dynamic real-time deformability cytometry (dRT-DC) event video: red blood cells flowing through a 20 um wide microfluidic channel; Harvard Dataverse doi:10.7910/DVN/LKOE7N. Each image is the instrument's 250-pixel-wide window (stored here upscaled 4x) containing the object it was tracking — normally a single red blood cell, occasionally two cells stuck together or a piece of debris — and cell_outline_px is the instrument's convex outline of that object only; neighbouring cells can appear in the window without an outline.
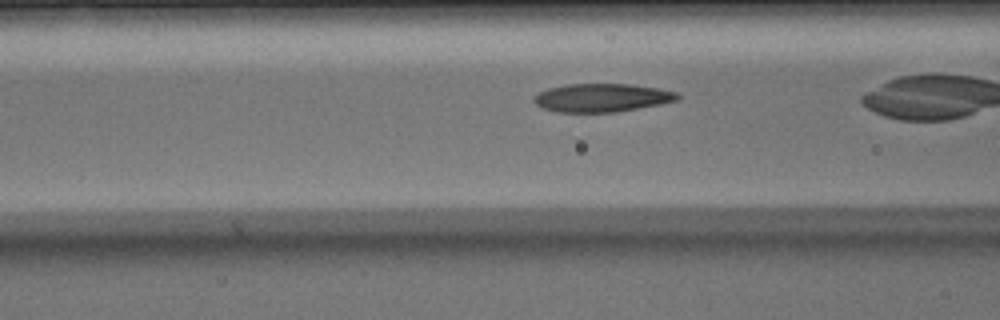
{"species": "Egyptian fruit bat (a non-hibernating species)", "species_latin": "Rousettus aegyptiacus", "temperature_condition": "warm", "stored_images_in_passage": 28, "camera_frame_rate_fps": 3000, "um_per_image_px": 0.085, "animal": {"sex": "male"}, "frame": {"image": 1, "passage_image": 9, "time_ms": 2.667, "image_size_px": [1000, 320], "cell_outline_px": [[680, 100], [640, 108], [616, 112], [556, 112], [540, 108], [532, 100], [532, 96], [548, 88], [564, 84], [632, 84], [656, 88], [676, 92], [680, 96]], "centroid_in_image_um": [51.12, 8.31], "position_along_channel_um": 115.5, "area_um2": 23.93}}
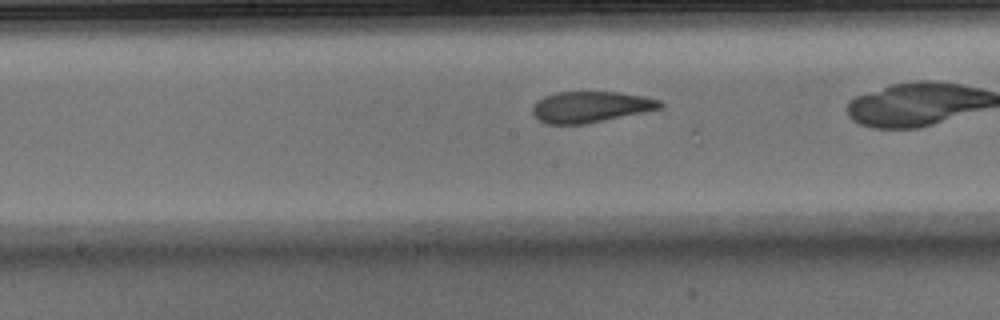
{"frame": {"image": 2, "passage_image": 15, "time_ms": 4.667, "image_size_px": [1000, 320], "cell_outline_px": [[664, 104], [660, 108], [644, 112], [584, 124], [544, 124], [532, 112], [532, 108], [544, 96], [556, 92], [620, 92], [644, 96], [660, 100]], "centroid_in_image_um": [50.22, 9.08], "position_along_channel_um": 198.0, "area_um2": 22.89}}
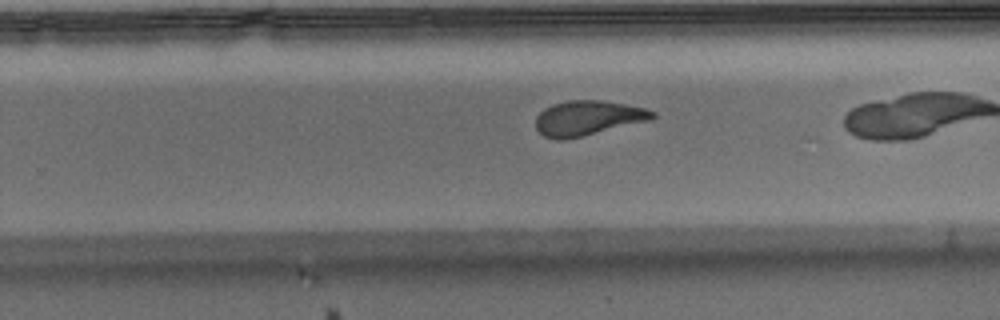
{"frame": {"image": 3, "passage_image": 21, "time_ms": 6.667, "image_size_px": [1000, 320], "cell_outline_px": [[656, 116], [652, 120], [564, 140], [556, 140], [544, 136], [536, 128], [536, 116], [544, 108], [552, 104], [568, 100], [600, 100], [624, 104], [644, 108], [656, 112]], "centroid_in_image_um": [49.96, 10.03], "position_along_channel_um": 279.8, "area_um2": 23.7}}